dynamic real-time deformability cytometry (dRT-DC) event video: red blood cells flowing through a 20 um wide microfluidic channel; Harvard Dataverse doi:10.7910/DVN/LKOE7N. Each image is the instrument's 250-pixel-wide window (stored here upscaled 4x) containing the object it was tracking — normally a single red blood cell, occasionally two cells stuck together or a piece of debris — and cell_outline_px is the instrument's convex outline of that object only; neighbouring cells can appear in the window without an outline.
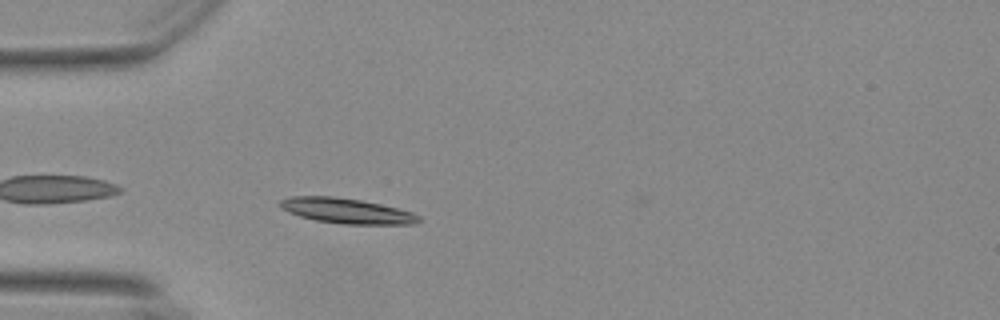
{"species": "Egyptian fruit bat (a non-hibernating species)", "species_latin": "Rousettus aegyptiacus", "temperature_condition": "warm", "stored_images_in_passage": 41, "camera_frame_rate_fps": 3000, "um_per_image_px": 0.085, "animal": {"sex": "female"}, "frame": {"image": 1, "passage_image": 2, "time_ms": 0.333, "image_size_px": [1000, 320], "cell_outline_px": [[420, 220], [416, 224], [344, 224], [316, 220], [300, 216], [288, 212], [280, 208], [280, 200], [292, 196], [332, 196], [360, 200], [380, 204], [412, 212], [420, 216]], "centroid_in_image_um": [29.45, 17.92], "position_along_channel_um": 55.5, "area_um2": 20.23}}
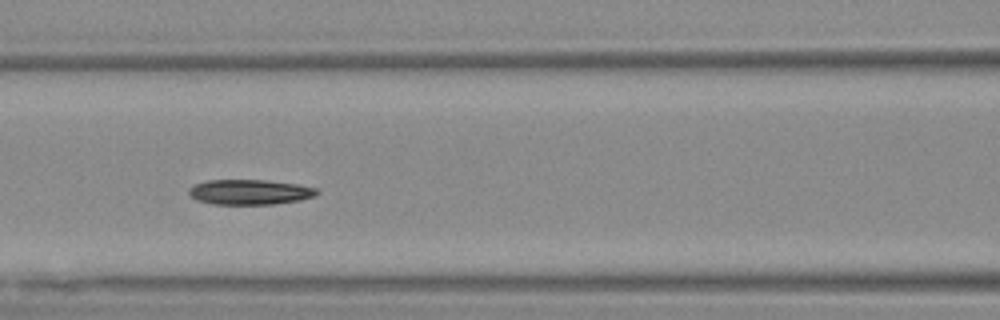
{"frame": {"image": 2, "passage_image": 10, "time_ms": 3.0, "image_size_px": [1000, 320], "cell_outline_px": [[320, 192], [316, 196], [300, 200], [272, 204], [212, 204], [196, 200], [188, 192], [188, 188], [196, 184], [208, 180], [264, 180], [296, 184], [316, 188]], "centroid_in_image_um": [21.23, 16.32], "position_along_channel_um": 145.4, "area_um2": 18.67}}
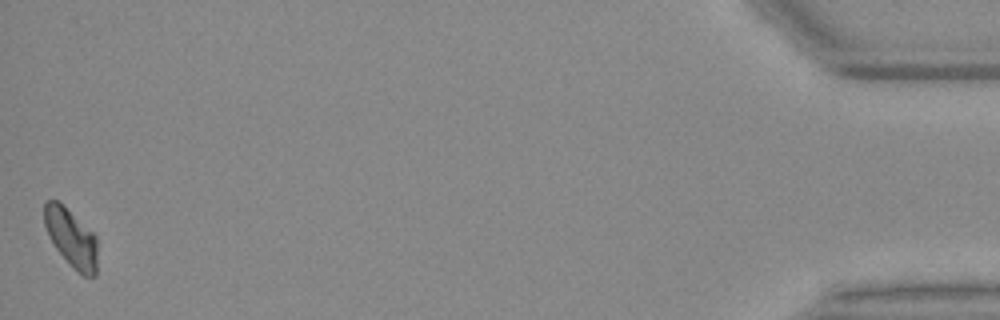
{"frame": {"image": 3, "passage_image": 41, "time_ms": 13.333, "image_size_px": [1000, 320], "cell_outline_px": [[96, 276], [84, 276], [76, 272], [72, 268], [56, 248], [44, 224], [44, 204], [48, 200], [56, 200], [92, 232], [96, 236]], "centroid_in_image_um": [6.05, 20.27], "position_along_channel_um": 429.1, "area_um2": 17.51}, "authors_computed_cell_mechanics": {"area_um2": 18.8428, "velocity_mm_per_s": 3.6495, "shape_relaxation_time_tau1_ms": 2.4128, "shape_relaxation_time_tau2_ms": 4.7225, "deformation_change_tau1": 0.1493, "deformation_change_tau2": 0.1046}}